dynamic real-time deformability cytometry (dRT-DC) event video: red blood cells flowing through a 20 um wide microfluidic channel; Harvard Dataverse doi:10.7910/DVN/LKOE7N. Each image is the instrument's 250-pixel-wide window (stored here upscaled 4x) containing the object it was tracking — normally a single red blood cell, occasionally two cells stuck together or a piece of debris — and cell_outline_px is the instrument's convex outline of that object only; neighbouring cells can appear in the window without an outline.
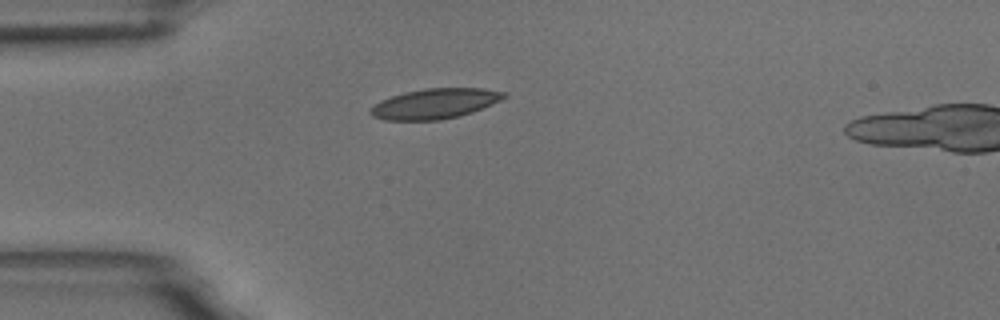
{"species": "common noctule bat (a hibernating species)", "species_latin": "Nyctalus noctula", "temperature_condition": "room temperature", "stored_images_in_passage": 32, "camera_frame_rate_fps": 3000, "um_per_image_px": 0.085, "animal": {"sex": "male", "body_mass_g": 18.8}, "frame": {"image": 1, "passage_image": 1, "time_ms": 0.0, "image_size_px": [1000, 320], "cell_outline_px": [[508, 96], [492, 104], [472, 112], [460, 116], [440, 120], [384, 120], [372, 116], [368, 112], [380, 100], [404, 92], [424, 88], [484, 88], [508, 92]], "centroid_in_image_um": [36.99, 8.8], "position_along_channel_um": 48.0, "area_um2": 23.58}}
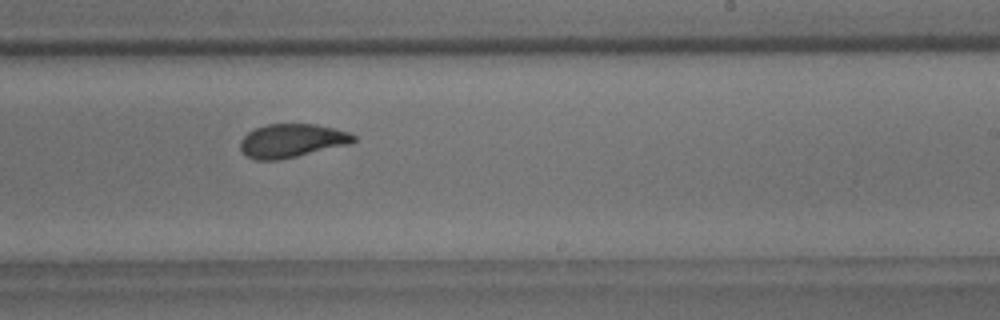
{"frame": {"image": 2, "passage_image": 21, "time_ms": 6.667, "image_size_px": [1000, 320], "cell_outline_px": [[356, 140], [348, 144], [280, 160], [256, 160], [248, 156], [240, 148], [240, 140], [248, 132], [256, 128], [268, 124], [316, 124], [348, 132], [356, 136]], "centroid_in_image_um": [24.79, 11.96], "position_along_channel_um": 264.2, "area_um2": 21.91}}
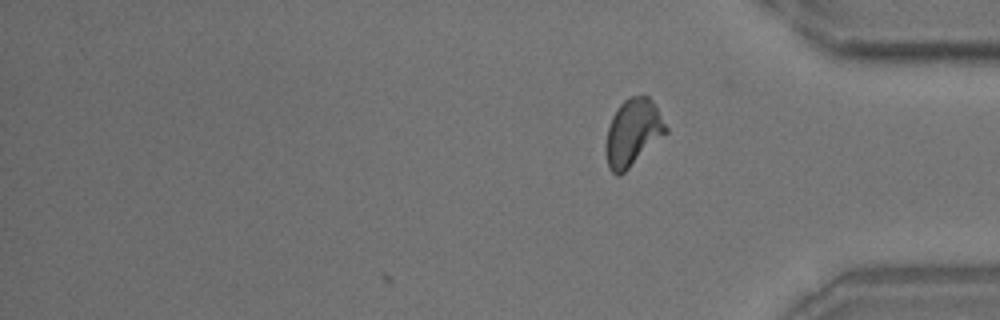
{"frame": {"image": 3, "passage_image": 32, "time_ms": 10.333, "image_size_px": [1000, 320], "cell_outline_px": [[668, 132], [620, 176], [616, 176], [608, 168], [608, 128], [612, 116], [620, 104], [628, 96], [648, 96], [652, 100], [668, 128]], "centroid_in_image_um": [53.83, 11.25], "position_along_channel_um": 381.4, "area_um2": 22.89}, "authors_computed_cell_mechanics": {"area_um2": 22.7443, "velocity_mm_per_s": 3.4401, "shape_relaxation_time_tau1_ms": 3.8812, "shape_relaxation_time_tau2_ms": 1.2505, "deformation_change_tau1": 0.1277, "deformation_change_tau2": 0.0545}}